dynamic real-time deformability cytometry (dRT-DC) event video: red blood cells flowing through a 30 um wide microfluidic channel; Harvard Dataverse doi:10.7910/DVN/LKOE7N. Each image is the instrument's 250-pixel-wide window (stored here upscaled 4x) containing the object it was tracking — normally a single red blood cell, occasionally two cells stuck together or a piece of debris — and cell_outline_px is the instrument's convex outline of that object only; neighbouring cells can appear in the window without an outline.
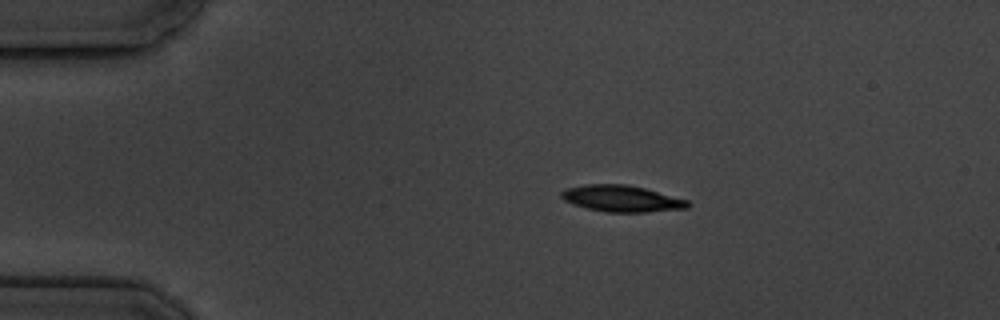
{"species": "common noctule bat (a hibernating species)", "species_latin": "Nyctalus noctula", "temperature_condition": "cold", "stored_images_in_passage": 2, "camera_frame_rate_fps": 3000, "um_per_image_px": 0.085, "animal": {"sex": "male", "body_mass_g": 19.5, "forearm_length_mm": 54.6}, "frame": {"image": 1, "passage_image": 1, "time_ms": 0.0, "image_size_px": [1000, 320], "cell_outline_px": [[692, 204], [688, 208], [648, 212], [604, 212], [572, 204], [564, 200], [560, 196], [560, 192], [564, 188], [584, 184], [624, 184], [644, 188], [688, 200]], "centroid_in_image_um": [52.82, 16.88], "position_along_channel_um": 32.2, "area_um2": 19.59}}